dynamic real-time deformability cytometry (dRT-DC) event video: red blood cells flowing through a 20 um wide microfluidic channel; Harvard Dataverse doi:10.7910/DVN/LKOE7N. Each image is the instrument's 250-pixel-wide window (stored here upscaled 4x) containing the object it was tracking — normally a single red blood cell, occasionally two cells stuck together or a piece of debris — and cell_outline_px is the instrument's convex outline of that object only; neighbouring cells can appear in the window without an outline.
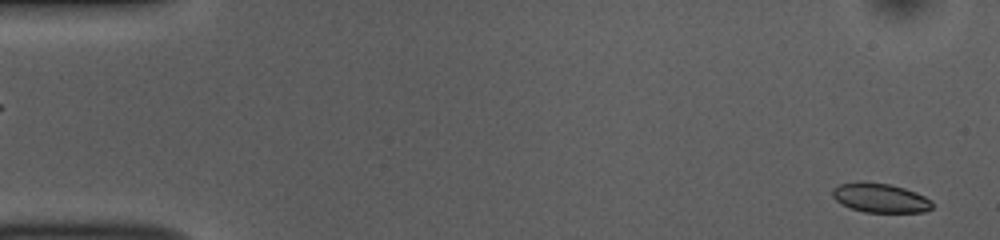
{"species": "common noctule bat (a hibernating species)", "species_latin": "Nyctalus noctula", "temperature_condition": "room temperature", "stored_images_in_passage": 53, "camera_frame_rate_fps": 3000, "um_per_image_px": 0.085, "animal": {"sex": "female", "body_mass_g": 10.0, "forearm_length_mm": 53.1}, "frame": {"image": 1, "passage_image": 2, "time_ms": 0.333, "image_size_px": [1000, 240], "cell_outline_px": [[932, 208], [924, 212], [864, 212], [840, 204], [832, 196], [832, 188], [840, 184], [860, 180], [864, 180], [892, 184], [916, 192], [932, 200]], "centroid_in_image_um": [74.79, 16.8], "position_along_channel_um": 10.2, "area_um2": 17.34}}
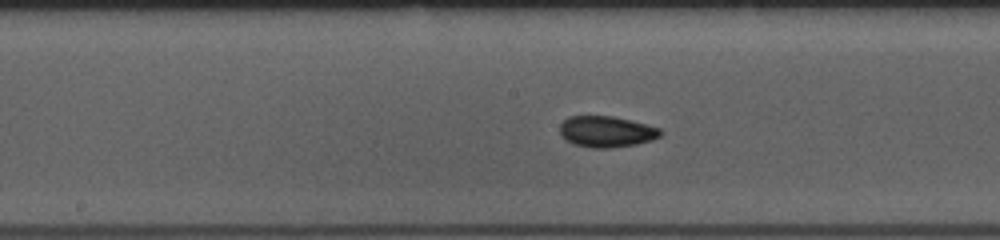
{"frame": {"image": 2, "passage_image": 27, "time_ms": 8.667, "image_size_px": [1000, 240], "cell_outline_px": [[664, 132], [660, 136], [652, 140], [636, 144], [608, 148], [592, 148], [572, 144], [560, 136], [560, 124], [568, 116], [612, 116], [660, 128]], "centroid_in_image_um": [51.52, 11.19], "position_along_channel_um": 196.7, "area_um2": 18.26}}
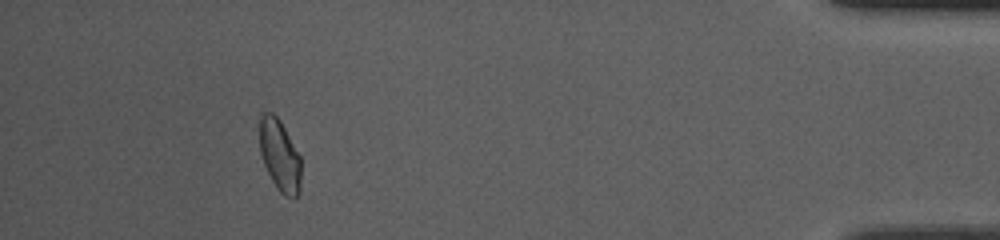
{"frame": {"image": 3, "passage_image": 49, "time_ms": 16.0, "image_size_px": [1000, 240], "cell_outline_px": [[300, 192], [296, 196], [284, 196], [276, 188], [264, 164], [260, 152], [260, 112], [272, 112], [280, 120], [300, 156]], "centroid_in_image_um": [23.76, 13.19], "position_along_channel_um": 411.4, "area_um2": 17.17}, "authors_computed_cell_mechanics": {"area_um2": 17.629, "velocity_mm_per_s": 3.7338, "shape_relaxation_time_tau1_ms": 6.3504, "shape_relaxation_time_tau2_ms": 2.3821, "deformation_change_tau1": 0.0944, "deformation_change_tau2": 0.0678}}